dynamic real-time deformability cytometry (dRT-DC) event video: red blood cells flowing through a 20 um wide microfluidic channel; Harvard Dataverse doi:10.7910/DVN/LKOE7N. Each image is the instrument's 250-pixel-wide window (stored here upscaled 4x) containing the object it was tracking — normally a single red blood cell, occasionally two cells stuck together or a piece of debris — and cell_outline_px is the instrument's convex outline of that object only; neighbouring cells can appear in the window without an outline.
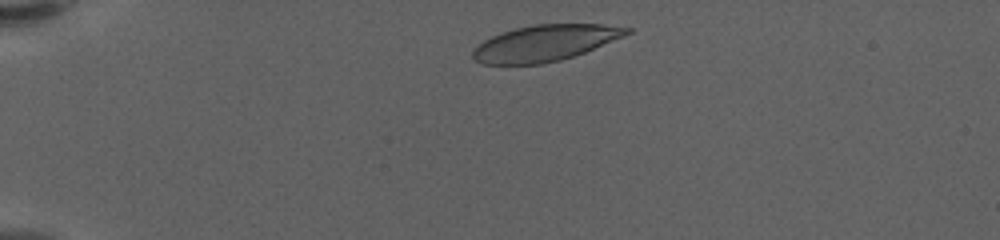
{"species": "human", "species_latin": "Homo sapiens", "temperature_condition": "warm", "stored_images_in_passage": 41, "camera_frame_rate_fps": 3000, "um_per_image_px": 0.085, "donor": {"sex": "female"}, "frame": {"image": 1, "passage_image": 3, "time_ms": 0.667, "image_size_px": [1000, 240], "cell_outline_px": [[632, 32], [624, 36], [584, 52], [560, 60], [540, 64], [480, 64], [472, 56], [472, 52], [484, 40], [492, 36], [516, 28], [532, 24], [600, 24], [632, 28]], "centroid_in_image_um": [46.33, 3.65], "position_along_channel_um": 38.7, "area_um2": 32.02}}
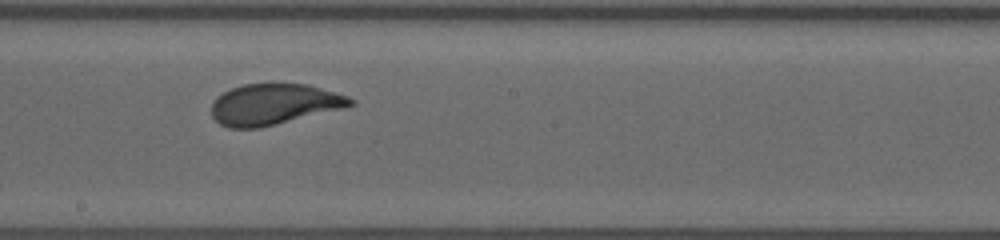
{"frame": {"image": 2, "passage_image": 24, "time_ms": 7.667, "image_size_px": [1000, 240], "cell_outline_px": [[356, 104], [344, 108], [260, 128], [228, 128], [220, 124], [212, 116], [212, 104], [224, 92], [232, 88], [244, 84], [308, 84], [348, 96], [356, 100]], "centroid_in_image_um": [23.33, 8.87], "position_along_channel_um": 224.9, "area_um2": 32.95}}
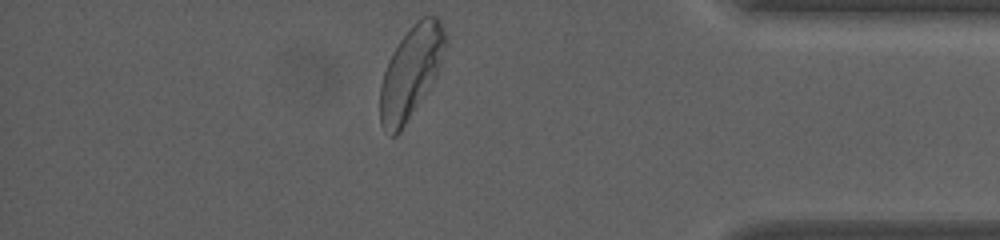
{"frame": {"image": 3, "passage_image": 41, "time_ms": 13.333, "image_size_px": [1000, 240], "cell_outline_px": [[448, 40], [440, 68], [432, 84], [400, 132], [396, 136], [392, 136], [380, 124], [380, 84], [388, 60], [392, 52], [400, 40], [416, 20], [424, 16], [436, 16], [440, 20], [448, 36]], "centroid_in_image_um": [34.95, 6.11], "position_along_channel_um": 400.3, "area_um2": 35.08}, "authors_computed_cell_mechanics": {"area_um2": 33.6396, "velocity_mm_per_s": 3.5309, "shape_relaxation_time_tau1_ms": 6.5235, "shape_relaxation_time_tau2_ms": null, "deformation_change_tau1": 0.2307, "deformation_change_tau2": null}}